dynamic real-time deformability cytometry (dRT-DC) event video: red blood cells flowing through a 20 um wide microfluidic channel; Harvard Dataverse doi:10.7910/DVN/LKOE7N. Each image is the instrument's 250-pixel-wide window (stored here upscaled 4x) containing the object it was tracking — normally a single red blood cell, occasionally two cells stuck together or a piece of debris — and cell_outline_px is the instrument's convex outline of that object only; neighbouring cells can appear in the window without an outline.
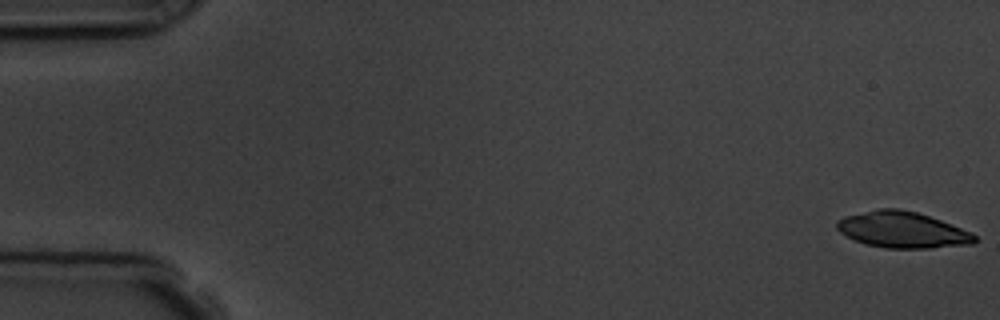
{"species": "common noctule bat (a hibernating species)", "species_latin": "Nyctalus noctula", "temperature_condition": "room temperature", "stored_images_in_passage": 4, "camera_frame_rate_fps": 3000, "um_per_image_px": 0.085, "animal": {"sex": "male", "body_mass_g": 19.5, "forearm_length_mm": 54.6}, "frame": {"image": 1, "passage_image": 1, "time_ms": 0.0, "image_size_px": [1000, 320], "cell_outline_px": [[976, 240], [972, 244], [928, 248], [884, 248], [864, 244], [840, 232], [836, 228], [836, 220], [844, 216], [876, 208], [900, 208], [916, 212], [940, 220], [972, 232], [976, 236]], "centroid_in_image_um": [76.67, 19.52], "position_along_channel_um": 8.3, "area_um2": 29.07}}